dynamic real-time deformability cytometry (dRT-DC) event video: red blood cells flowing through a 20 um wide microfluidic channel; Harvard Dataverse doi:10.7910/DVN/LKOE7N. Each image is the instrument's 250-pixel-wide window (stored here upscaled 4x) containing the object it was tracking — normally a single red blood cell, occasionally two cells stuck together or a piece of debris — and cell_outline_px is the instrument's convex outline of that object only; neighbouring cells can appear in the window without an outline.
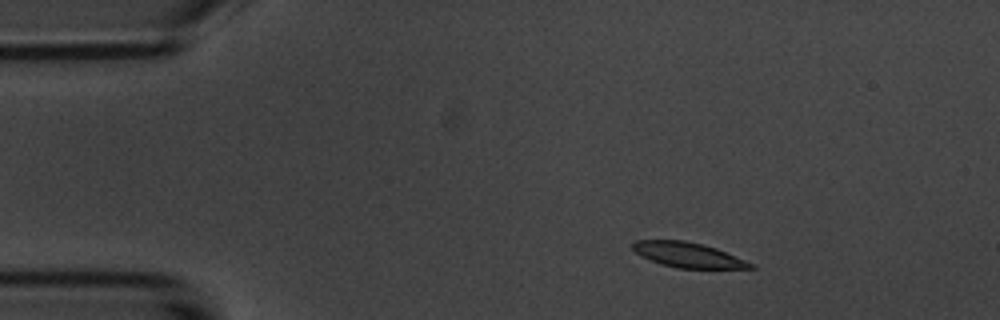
{"species": "common noctule bat (a hibernating species)", "species_latin": "Nyctalus noctula", "temperature_condition": "room temperature", "stored_images_in_passage": 4, "camera_frame_rate_fps": 3000, "um_per_image_px": 0.085, "animal": {"sex": "male", "body_mass_g": 20.1, "forearm_length_mm": 53.5}, "frame": {"image": 1, "passage_image": 2, "time_ms": 1.333, "image_size_px": [1000, 320], "cell_outline_px": [[756, 268], [676, 268], [660, 264], [640, 256], [632, 248], [632, 244], [636, 240], [684, 240], [704, 244], [716, 248], [756, 264]], "centroid_in_image_um": [58.49, 21.66], "position_along_channel_um": 26.5, "area_um2": 17.28}}